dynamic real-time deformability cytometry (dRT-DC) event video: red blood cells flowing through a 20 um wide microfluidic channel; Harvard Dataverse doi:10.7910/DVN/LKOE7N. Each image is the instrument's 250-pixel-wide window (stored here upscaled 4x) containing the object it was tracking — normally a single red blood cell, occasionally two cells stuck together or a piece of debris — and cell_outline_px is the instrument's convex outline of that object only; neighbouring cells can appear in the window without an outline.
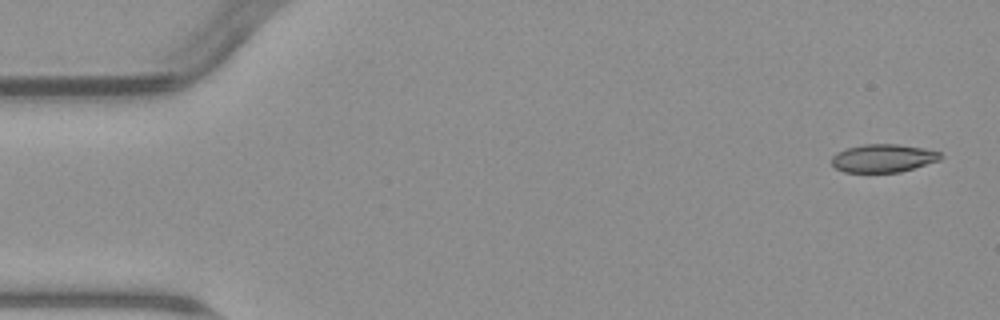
{"species": "common noctule bat (a hibernating species)", "species_latin": "Nyctalus noctula", "temperature_condition": "warm", "stored_images_in_passage": 4, "camera_frame_rate_fps": 3000, "um_per_image_px": 0.085, "animal": {"sex": "male", "body_mass_g": 23.1, "forearm_length_mm": 52.7}, "frame": {"image": 1, "passage_image": 1, "time_ms": 0.0, "image_size_px": [1000, 320], "cell_outline_px": [[944, 156], [940, 160], [900, 172], [844, 172], [836, 168], [832, 164], [832, 156], [836, 152], [848, 148], [864, 144], [896, 144], [924, 148], [940, 152]], "centroid_in_image_um": [75.08, 13.44], "position_along_channel_um": 9.9, "area_um2": 17.8}}
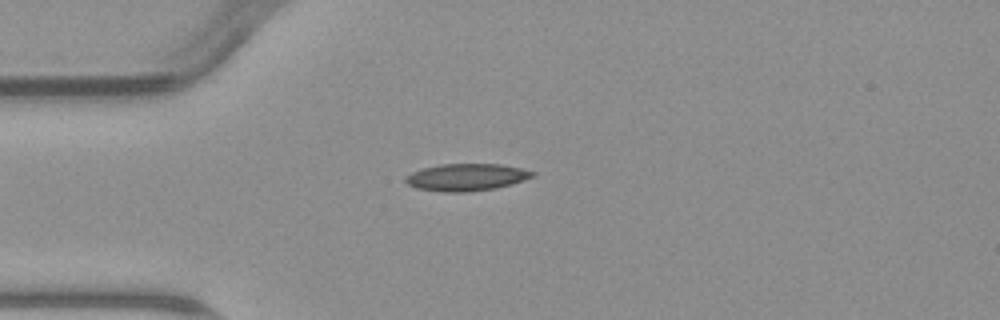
{"frame": {"image": 2, "passage_image": 4, "time_ms": 4.0, "image_size_px": [1000, 320], "cell_outline_px": [[536, 176], [512, 184], [496, 188], [468, 192], [444, 192], [416, 188], [408, 184], [404, 180], [404, 176], [412, 172], [424, 168], [440, 164], [500, 164], [520, 168], [536, 172]], "centroid_in_image_um": [39.66, 15.07], "position_along_channel_um": 45.3, "area_um2": 20.17}}